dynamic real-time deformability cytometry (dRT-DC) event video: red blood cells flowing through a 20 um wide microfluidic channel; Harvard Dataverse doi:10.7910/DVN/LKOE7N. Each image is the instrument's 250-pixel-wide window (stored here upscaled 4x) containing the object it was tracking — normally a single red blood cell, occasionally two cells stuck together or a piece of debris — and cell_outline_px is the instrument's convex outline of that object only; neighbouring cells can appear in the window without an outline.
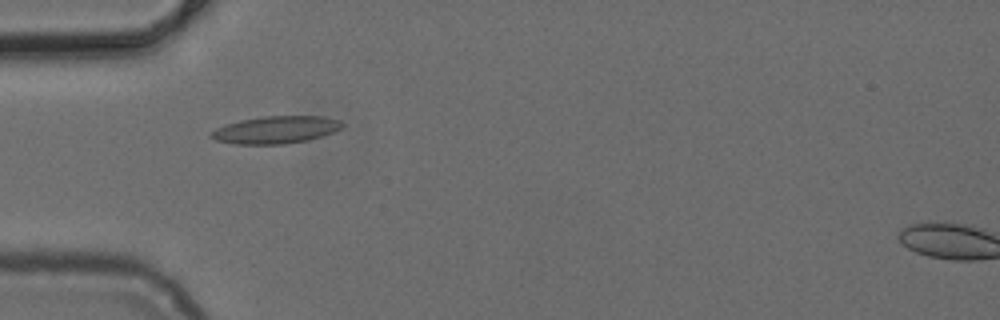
{"species": "common noctule bat (a hibernating species)", "species_latin": "Nyctalus noctula", "temperature_condition": "cold", "stored_images_in_passage": 8, "camera_frame_rate_fps": 3000, "um_per_image_px": 0.085, "animal": {"sex": "female", "body_mass_g": 24.6, "forearm_length_mm": 56.2}, "frame": {"image": 1, "passage_image": 1, "time_ms": 0.0, "image_size_px": [1000, 320], "cell_outline_px": [[344, 124], [340, 128], [332, 132], [308, 140], [284, 144], [232, 144], [216, 140], [208, 136], [208, 132], [224, 124], [240, 120], [264, 116], [320, 116], [340, 120]], "centroid_in_image_um": [23.37, 11.03], "position_along_channel_um": 61.6, "area_um2": 20.98}}
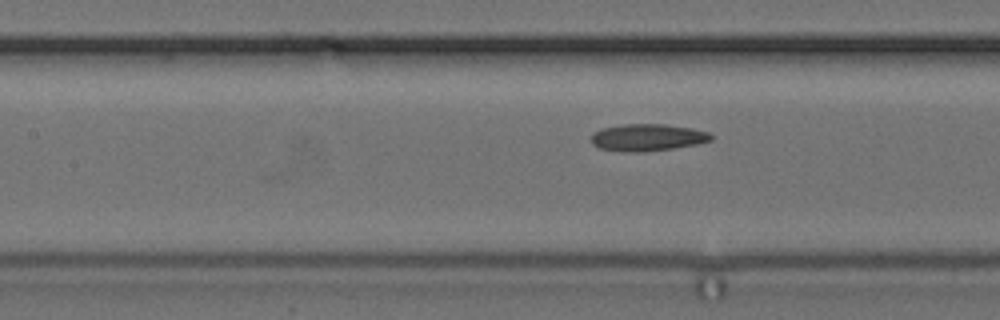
{"frame": {"image": 2, "passage_image": 8, "time_ms": 2.333, "image_size_px": [1000, 320], "cell_outline_px": [[712, 140], [696, 144], [672, 148], [644, 152], [624, 152], [600, 148], [592, 144], [592, 132], [600, 128], [624, 124], [664, 124], [692, 128], [708, 132], [712, 136]], "centroid_in_image_um": [55.0, 11.68], "position_along_channel_um": 152.4, "area_um2": 18.9}}